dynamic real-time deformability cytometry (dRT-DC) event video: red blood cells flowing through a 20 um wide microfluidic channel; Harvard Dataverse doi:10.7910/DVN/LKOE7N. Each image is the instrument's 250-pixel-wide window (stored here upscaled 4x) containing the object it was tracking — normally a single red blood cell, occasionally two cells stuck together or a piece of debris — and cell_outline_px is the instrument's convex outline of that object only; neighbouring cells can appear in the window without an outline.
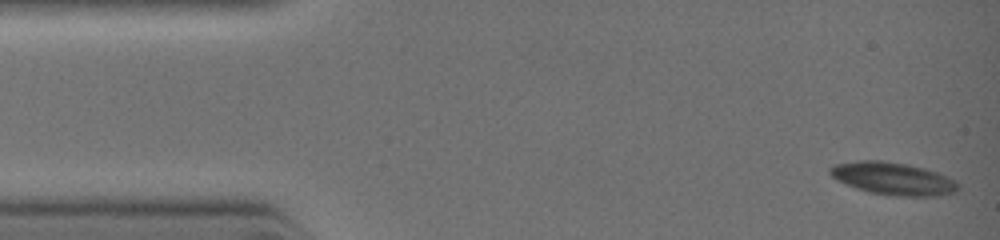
{"species": "common noctule bat (a hibernating species)", "species_latin": "Nyctalus noctula", "temperature_condition": "warm", "stored_images_in_passage": 10, "camera_frame_rate_fps": 3000, "um_per_image_px": 0.085, "animal": {"sex": "female", "body_mass_g": 19.0, "forearm_length_mm": 51.5}, "frame": {"image": 1, "passage_image": 1, "time_ms": 0.0, "image_size_px": [1000, 240], "cell_outline_px": [[956, 188], [952, 192], [932, 196], [904, 196], [872, 192], [836, 180], [828, 172], [836, 164], [868, 160], [876, 160], [904, 164], [920, 168], [944, 176], [952, 180], [956, 184]], "centroid_in_image_um": [75.84, 15.18], "position_along_channel_um": 9.2, "area_um2": 22.83}}
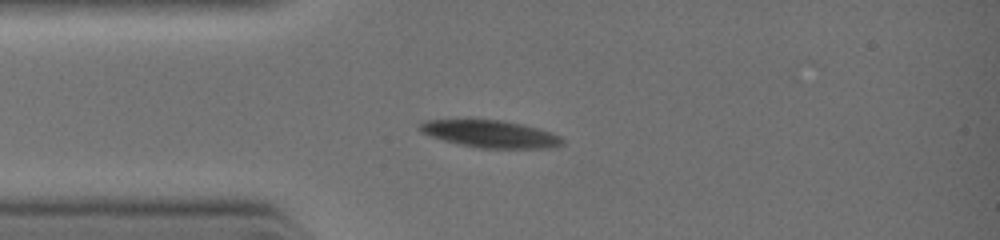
{"frame": {"image": 2, "passage_image": 9, "time_ms": 2.333, "image_size_px": [1000, 240], "cell_outline_px": [[564, 144], [548, 148], [480, 148], [460, 144], [444, 140], [420, 132], [420, 124], [428, 120], [496, 120], [520, 124], [536, 128], [560, 136], [564, 140]], "centroid_in_image_um": [41.7, 11.4], "position_along_channel_um": 43.3, "area_um2": 22.08}}